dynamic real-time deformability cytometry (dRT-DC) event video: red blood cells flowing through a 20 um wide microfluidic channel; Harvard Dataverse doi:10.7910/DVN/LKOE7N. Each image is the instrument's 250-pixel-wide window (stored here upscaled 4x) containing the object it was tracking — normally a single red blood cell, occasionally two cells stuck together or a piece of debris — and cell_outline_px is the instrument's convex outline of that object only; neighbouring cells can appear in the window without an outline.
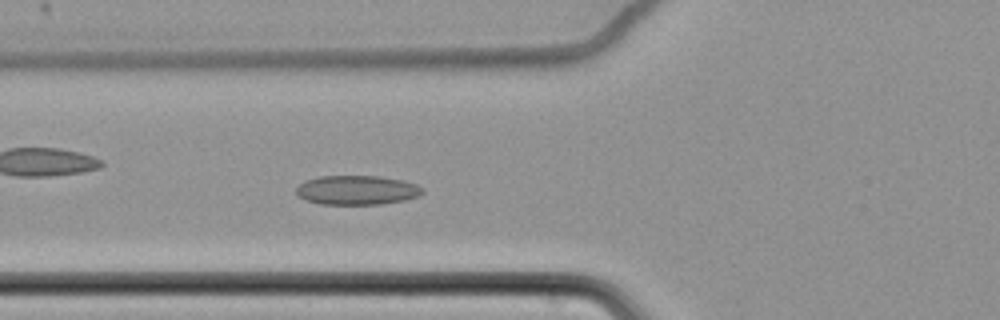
{"species": "common noctule bat (a hibernating species)", "species_latin": "Nyctalus noctula", "temperature_condition": "cold", "stored_images_in_passage": 57, "camera_frame_rate_fps": 3000, "um_per_image_px": 0.085, "animal": {"sex": "female", "body_mass_g": 22.7, "forearm_length_mm": 54.2}, "frame": {"image": 1, "passage_image": 20, "time_ms": 6.333, "image_size_px": [1000, 320], "cell_outline_px": [[424, 192], [416, 196], [404, 200], [380, 204], [320, 204], [304, 200], [296, 196], [296, 188], [304, 180], [320, 176], [380, 176], [404, 180], [416, 184], [424, 188]], "centroid_in_image_um": [30.31, 16.15], "position_along_channel_um": 95.5, "area_um2": 21.73}}
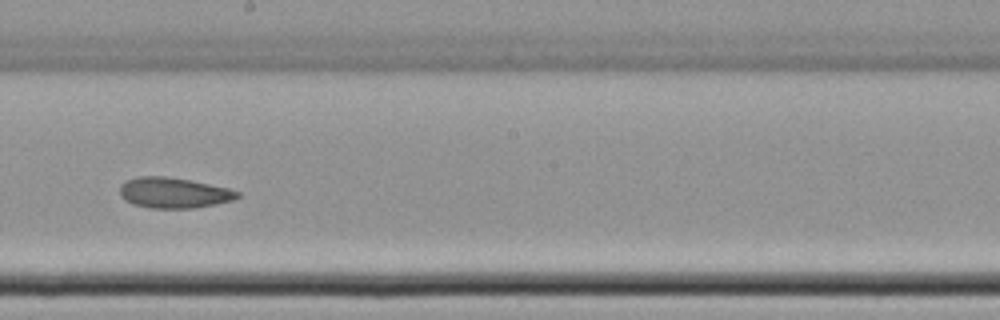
{"frame": {"image": 2, "passage_image": 32, "time_ms": 10.333, "image_size_px": [1000, 320], "cell_outline_px": [[240, 196], [232, 200], [216, 204], [192, 208], [152, 208], [132, 204], [124, 200], [120, 196], [120, 184], [136, 176], [168, 176], [228, 188], [240, 192]], "centroid_in_image_um": [14.73, 16.39], "position_along_channel_um": 233.5, "area_um2": 20.92}}
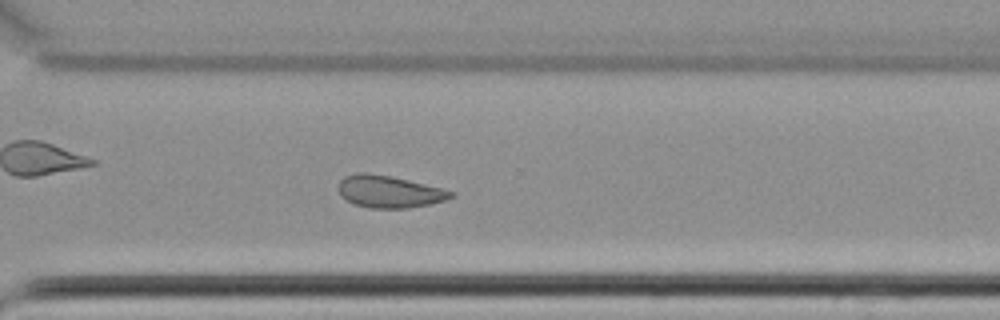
{"frame": {"image": 3, "passage_image": 41, "time_ms": 13.333, "image_size_px": [1000, 320], "cell_outline_px": [[456, 196], [444, 200], [428, 204], [408, 208], [368, 208], [344, 200], [340, 196], [336, 188], [336, 184], [344, 176], [356, 172], [368, 172], [392, 176], [444, 188], [456, 192]], "centroid_in_image_um": [33.04, 16.27], "position_along_channel_um": 337.6, "area_um2": 21.62}, "authors_computed_cell_mechanics": {"area_um2": 21.964, "velocity_mm_per_s": 3.4557, "shape_relaxation_time_tau1_ms": null, "shape_relaxation_time_tau2_ms": 3.4218, "deformation_change_tau1": null, "deformation_change_tau2": 0.0864}}